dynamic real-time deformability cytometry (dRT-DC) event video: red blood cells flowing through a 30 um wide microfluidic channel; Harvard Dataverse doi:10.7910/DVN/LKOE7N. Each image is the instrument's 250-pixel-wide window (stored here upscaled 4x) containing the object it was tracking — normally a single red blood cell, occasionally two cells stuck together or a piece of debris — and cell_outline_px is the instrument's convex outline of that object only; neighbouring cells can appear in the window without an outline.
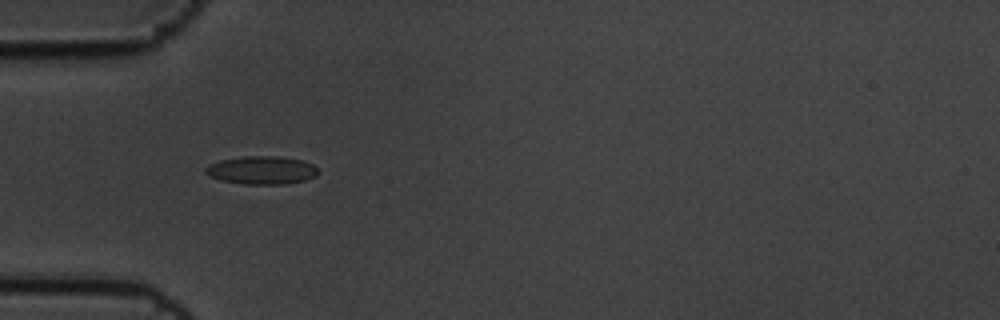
{"species": "common noctule bat (a hibernating species)", "species_latin": "Nyctalus noctula", "temperature_condition": "cold", "stored_images_in_passage": 7, "camera_frame_rate_fps": 3000, "um_per_image_px": 0.085, "animal": {"sex": "male", "body_mass_g": 19.5, "forearm_length_mm": 54.6}, "frame": {"image": 1, "passage_image": 4, "time_ms": 1.0, "image_size_px": [1000, 320], "cell_outline_px": [[316, 176], [304, 180], [284, 184], [244, 184], [220, 180], [208, 176], [204, 172], [204, 168], [208, 164], [220, 160], [244, 156], [276, 156], [304, 160], [312, 164], [316, 168]], "centroid_in_image_um": [22.18, 14.46], "position_along_channel_um": 62.8, "area_um2": 18.5}}
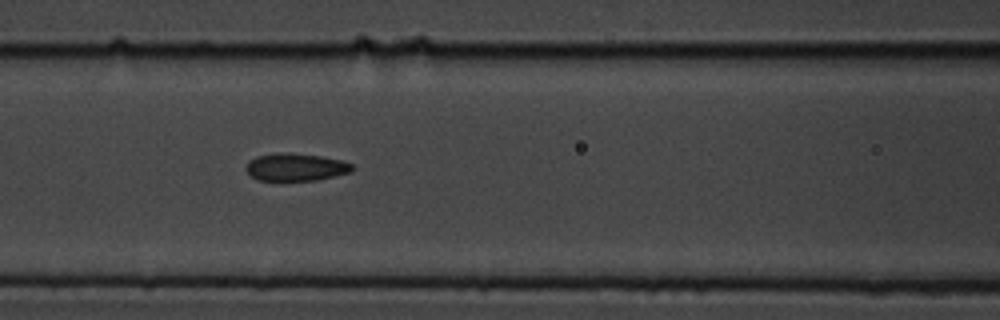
{"frame": {"image": 2, "passage_image": 6, "time_ms": 1.667, "image_size_px": [1000, 320], "cell_outline_px": [[352, 172], [316, 180], [260, 180], [252, 176], [244, 168], [248, 160], [256, 156], [280, 152], [288, 152], [320, 156], [340, 160], [352, 164]], "centroid_in_image_um": [25.1, 14.19], "position_along_channel_um": 141.5, "area_um2": 16.99}}
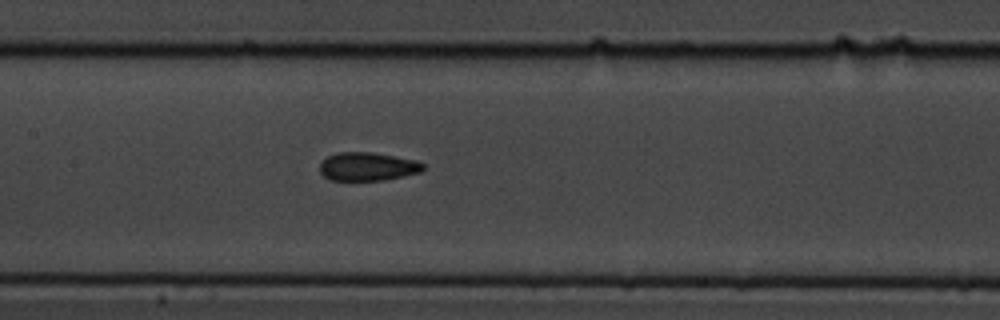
{"frame": {"image": 3, "passage_image": 7, "time_ms": 2.0, "image_size_px": [1000, 320], "cell_outline_px": [[424, 168], [420, 172], [384, 180], [328, 180], [320, 172], [320, 164], [328, 156], [340, 152], [372, 152], [416, 160], [424, 164]], "centroid_in_image_um": [31.24, 14.16], "position_along_channel_um": 176.2, "area_um2": 16.99}}